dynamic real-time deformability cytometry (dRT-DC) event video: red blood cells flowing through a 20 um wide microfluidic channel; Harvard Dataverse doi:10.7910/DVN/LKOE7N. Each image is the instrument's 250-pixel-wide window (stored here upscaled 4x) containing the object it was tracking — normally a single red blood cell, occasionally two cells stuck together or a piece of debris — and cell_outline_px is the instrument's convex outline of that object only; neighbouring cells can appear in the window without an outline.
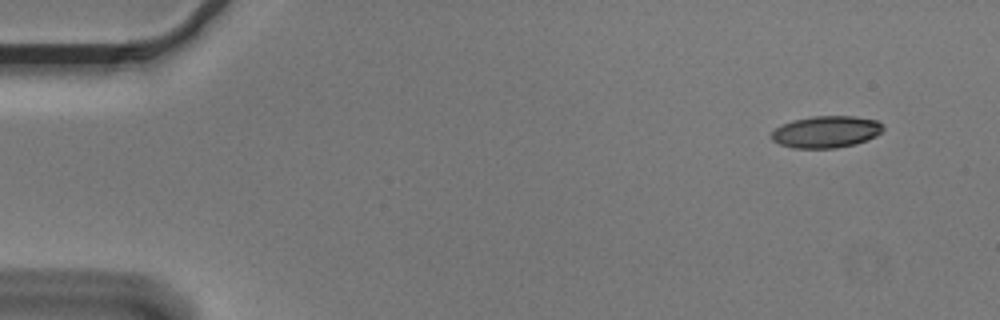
{"species": "Egyptian fruit bat (a non-hibernating species)", "species_latin": "Rousettus aegyptiacus", "temperature_condition": "cold", "stored_images_in_passage": 52, "camera_frame_rate_fps": 3000, "um_per_image_px": 0.085, "animal": {"sex": "male"}, "frame": {"image": 1, "passage_image": 1, "time_ms": 0.0, "image_size_px": [1000, 320], "cell_outline_px": [[884, 128], [876, 136], [856, 144], [836, 148], [792, 148], [780, 144], [772, 140], [772, 132], [776, 128], [792, 120], [812, 116], [856, 116], [876, 120], [884, 124]], "centroid_in_image_um": [70.25, 11.2], "position_along_channel_um": 14.8, "area_um2": 20.75}}
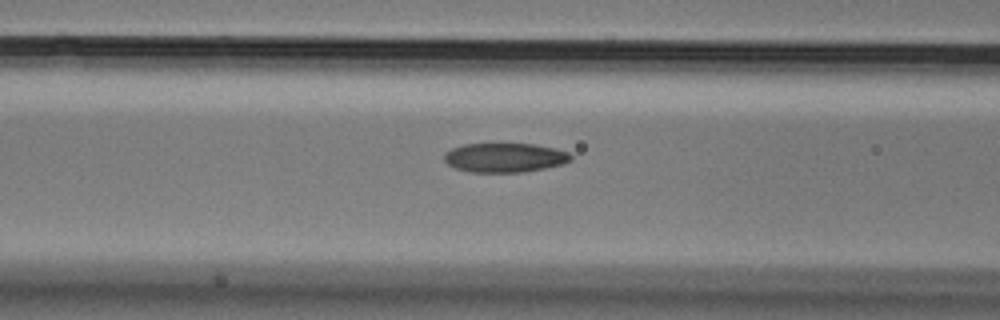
{"frame": {"image": 2, "passage_image": 19, "time_ms": 6.0, "image_size_px": [1000, 320], "cell_outline_px": [[572, 160], [564, 164], [524, 172], [472, 172], [456, 168], [448, 164], [444, 160], [444, 156], [452, 148], [464, 144], [500, 140], [532, 144], [556, 148], [568, 152], [572, 156]], "centroid_in_image_um": [42.92, 13.34], "position_along_channel_um": 123.7, "area_um2": 22.48}}
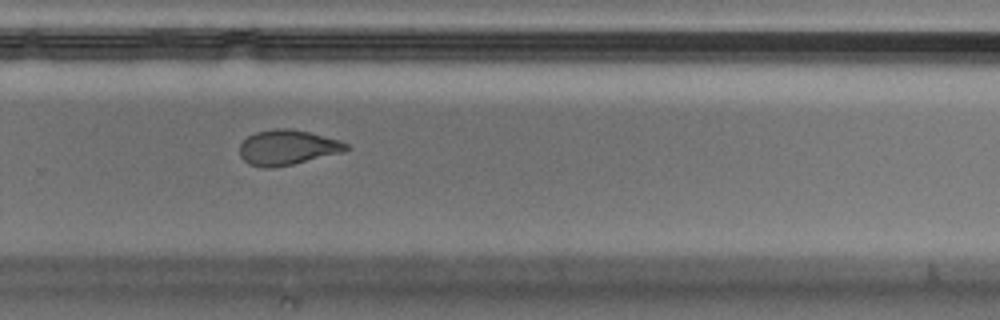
{"frame": {"image": 3, "passage_image": 34, "time_ms": 11.0, "image_size_px": [1000, 320], "cell_outline_px": [[348, 148], [340, 152], [292, 164], [272, 168], [264, 168], [248, 164], [240, 156], [240, 144], [248, 136], [256, 132], [276, 128], [288, 128], [308, 132], [340, 140], [348, 144]], "centroid_in_image_um": [24.38, 12.53], "position_along_channel_um": 305.4, "area_um2": 21.44}, "authors_computed_cell_mechanics": {"area_um2": 22.253, "velocity_mm_per_s": 3.6347, "shape_relaxation_time_tau1_ms": null, "shape_relaxation_time_tau2_ms": 2.7496, "deformation_change_tau1": null, "deformation_change_tau2": 0.0872}}